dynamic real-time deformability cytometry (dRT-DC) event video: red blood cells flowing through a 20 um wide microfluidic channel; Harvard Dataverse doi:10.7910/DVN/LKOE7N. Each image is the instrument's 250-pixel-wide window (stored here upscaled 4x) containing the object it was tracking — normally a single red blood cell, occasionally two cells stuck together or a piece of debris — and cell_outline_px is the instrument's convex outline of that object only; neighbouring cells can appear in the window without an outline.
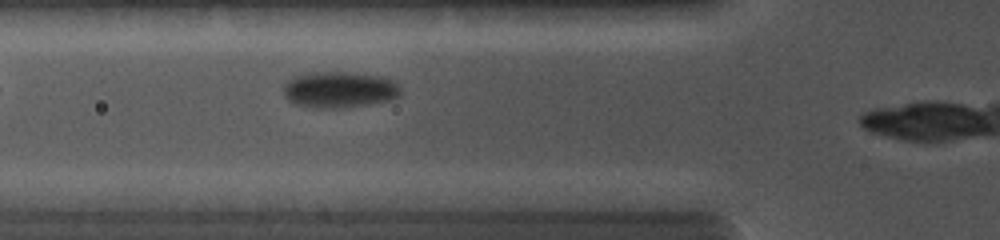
{"species": "common noctule bat (a hibernating species)", "species_latin": "Nyctalus noctula", "temperature_condition": "cold", "stored_images_in_passage": 28, "camera_frame_rate_fps": 5000, "um_per_image_px": 0.085, "animal": {"sex": "female", "body_mass_g": 19.0, "forearm_length_mm": 56.7}, "frame": {"image": 1, "passage_image": 3, "time_ms": 1.0, "image_size_px": [1000, 240], "cell_outline_px": [[400, 96], [392, 100], [368, 104], [336, 108], [312, 108], [296, 104], [288, 100], [284, 96], [284, 84], [292, 76], [308, 72], [348, 72], [380, 76], [392, 80], [400, 88]], "centroid_in_image_um": [28.82, 7.62], "position_along_channel_um": 97.0, "area_um2": 24.85}}